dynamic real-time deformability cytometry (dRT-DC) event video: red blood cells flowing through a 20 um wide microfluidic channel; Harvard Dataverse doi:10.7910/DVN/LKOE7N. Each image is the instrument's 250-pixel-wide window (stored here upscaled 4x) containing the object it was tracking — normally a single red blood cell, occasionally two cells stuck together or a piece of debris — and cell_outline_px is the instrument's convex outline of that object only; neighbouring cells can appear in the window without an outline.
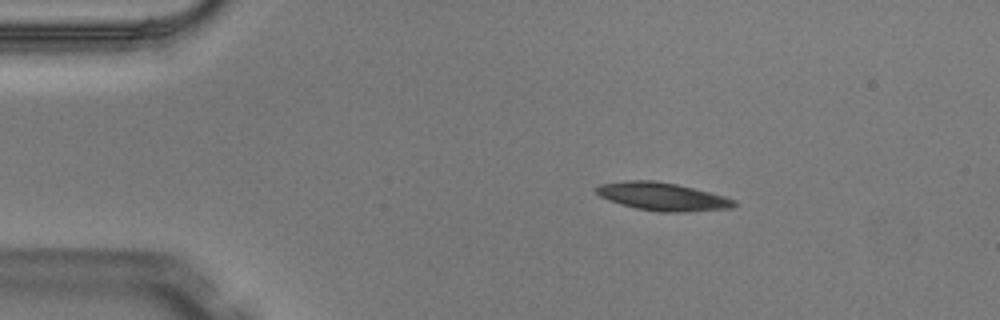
{"species": "Egyptian fruit bat (a non-hibernating species)", "species_latin": "Rousettus aegyptiacus", "temperature_condition": "warm", "stored_images_in_passage": 3, "camera_frame_rate_fps": 3000, "um_per_image_px": 0.085, "animal": {"sex": "male"}, "frame": {"image": 1, "passage_image": 2, "time_ms": 0.333, "image_size_px": [1000, 320], "cell_outline_px": [[736, 204], [732, 208], [684, 212], [660, 212], [636, 208], [620, 204], [608, 200], [600, 196], [596, 192], [596, 188], [600, 184], [624, 180], [656, 180], [676, 184], [724, 196], [736, 200]], "centroid_in_image_um": [56.29, 16.7], "position_along_channel_um": 28.7, "area_um2": 22.43}}